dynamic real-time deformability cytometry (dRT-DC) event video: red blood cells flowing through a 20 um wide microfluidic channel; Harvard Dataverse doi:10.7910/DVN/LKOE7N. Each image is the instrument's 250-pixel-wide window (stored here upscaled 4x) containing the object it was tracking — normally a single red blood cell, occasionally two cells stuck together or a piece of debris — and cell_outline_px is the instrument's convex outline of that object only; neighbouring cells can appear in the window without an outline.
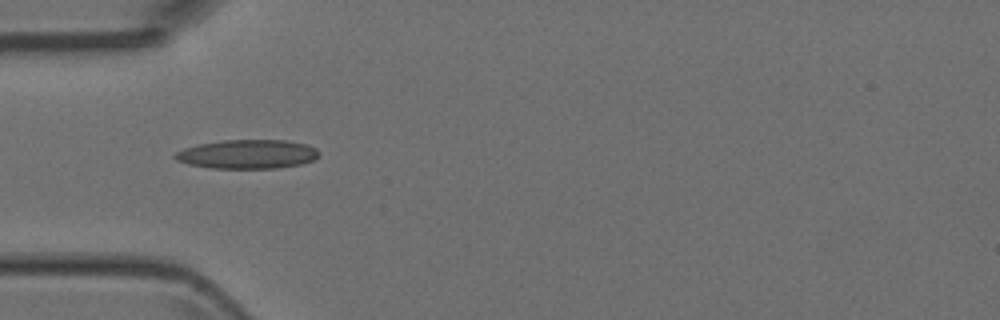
{"species": "Egyptian fruit bat (a non-hibernating species)", "species_latin": "Rousettus aegyptiacus", "temperature_condition": "room temperature", "stored_images_in_passage": 7, "camera_frame_rate_fps": 3000, "um_per_image_px": 0.085, "animal": {"sex": "female"}, "frame": {"image": 1, "passage_image": 6, "time_ms": 1.667, "image_size_px": [1000, 320], "cell_outline_px": [[320, 152], [312, 160], [300, 164], [276, 168], [212, 168], [188, 164], [176, 160], [172, 156], [176, 152], [184, 148], [196, 144], [224, 140], [284, 140], [304, 144], [316, 148]], "centroid_in_image_um": [20.98, 13.1], "position_along_channel_um": 64.0, "area_um2": 24.22}}
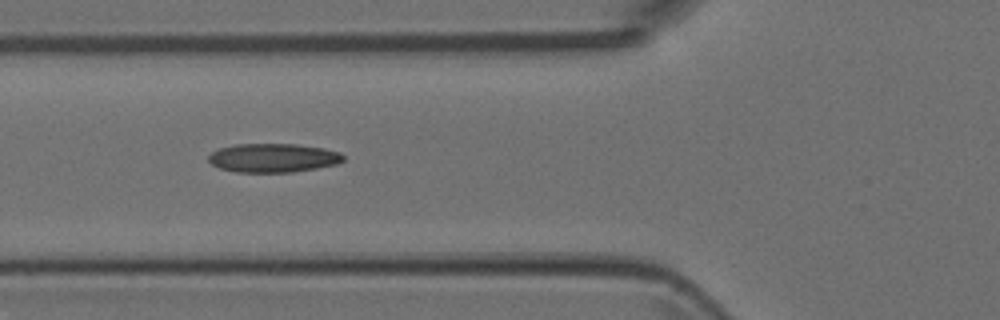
{"frame": {"image": 2, "passage_image": 7, "time_ms": 2.0, "image_size_px": [1000, 320], "cell_outline_px": [[344, 160], [336, 164], [316, 168], [292, 172], [236, 172], [220, 168], [212, 164], [208, 160], [208, 156], [212, 152], [220, 148], [236, 144], [296, 144], [324, 148], [340, 152], [344, 156]], "centroid_in_image_um": [23.22, 13.42], "position_along_channel_um": 102.6, "area_um2": 22.6}}